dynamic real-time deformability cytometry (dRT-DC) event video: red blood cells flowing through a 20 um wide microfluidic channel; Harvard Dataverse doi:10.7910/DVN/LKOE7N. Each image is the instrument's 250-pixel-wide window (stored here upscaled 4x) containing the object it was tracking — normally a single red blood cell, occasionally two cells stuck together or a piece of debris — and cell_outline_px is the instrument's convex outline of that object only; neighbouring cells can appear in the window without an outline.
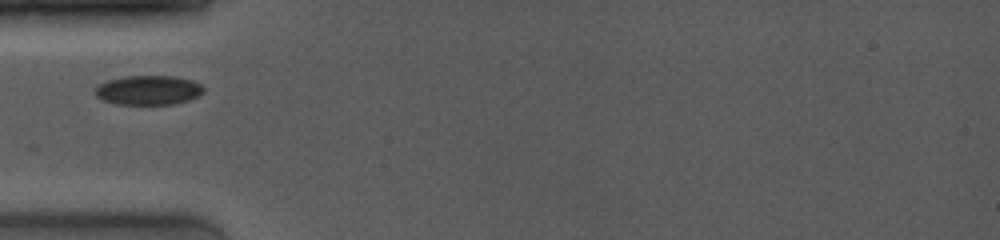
{"species": "common noctule bat (a hibernating species)", "species_latin": "Nyctalus noctula", "temperature_condition": "room temperature", "stored_images_in_passage": 7, "camera_frame_rate_fps": 4000, "um_per_image_px": 0.085, "animal": {"sex": "female", "body_mass_g": 19.0, "forearm_length_mm": 53.3}, "frame": {"image": 1, "passage_image": 1, "time_ms": 0.0, "image_size_px": [1000, 240], "cell_outline_px": [[204, 92], [200, 96], [188, 100], [172, 104], [116, 104], [104, 100], [96, 96], [96, 88], [100, 84], [108, 80], [124, 76], [172, 76], [192, 80], [200, 84], [204, 88]], "centroid_in_image_um": [12.65, 7.66], "position_along_channel_um": 72.4, "area_um2": 18.5}}